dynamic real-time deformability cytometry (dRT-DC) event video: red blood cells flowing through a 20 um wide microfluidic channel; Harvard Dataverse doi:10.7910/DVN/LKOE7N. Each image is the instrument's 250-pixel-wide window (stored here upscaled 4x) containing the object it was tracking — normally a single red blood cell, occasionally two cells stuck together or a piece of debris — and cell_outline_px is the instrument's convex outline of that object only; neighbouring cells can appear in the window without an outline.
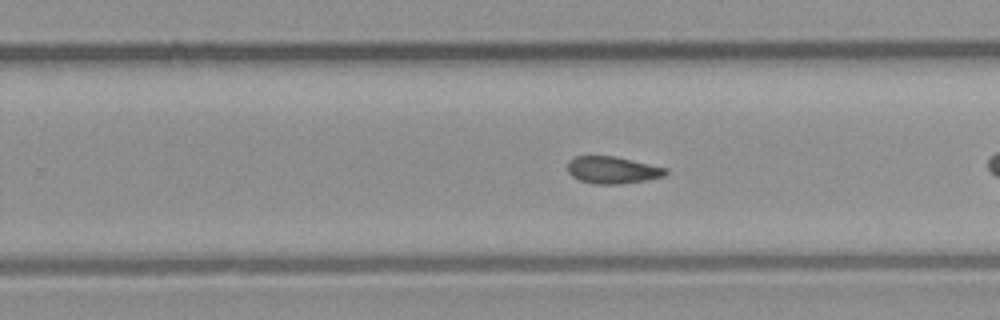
{"species": "common noctule bat (a hibernating species)", "species_latin": "Nyctalus noctula", "temperature_condition": "room temperature", "stored_images_in_passage": 24, "camera_frame_rate_fps": 3000, "um_per_image_px": 0.085, "animal": {"sex": "male", "body_mass_g": 23.1, "forearm_length_mm": 52.7}, "frame": {"image": 1, "passage_image": 17, "time_ms": 5.333, "image_size_px": [1000, 320], "cell_outline_px": [[668, 172], [664, 176], [648, 180], [620, 184], [596, 184], [580, 180], [572, 176], [568, 172], [568, 160], [576, 156], [612, 156], [632, 160], [668, 168]], "centroid_in_image_um": [52.08, 14.45], "position_along_channel_um": 277.7, "area_um2": 15.49}}